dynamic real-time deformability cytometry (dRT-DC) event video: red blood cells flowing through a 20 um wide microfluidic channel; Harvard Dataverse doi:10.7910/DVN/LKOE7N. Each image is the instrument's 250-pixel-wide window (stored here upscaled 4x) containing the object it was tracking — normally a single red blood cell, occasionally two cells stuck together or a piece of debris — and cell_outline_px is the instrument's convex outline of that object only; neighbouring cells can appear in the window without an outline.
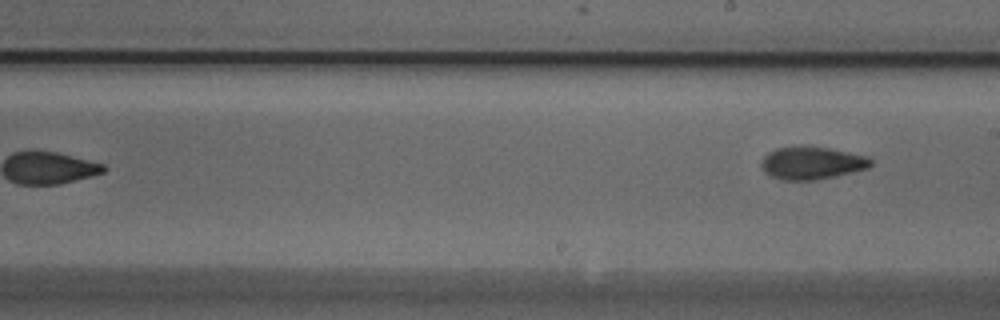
{"species": "Egyptian fruit bat (a non-hibernating species)", "species_latin": "Rousettus aegyptiacus", "temperature_condition": "cold", "stored_images_in_passage": 9, "segment_of_instrument_passage": [2, 2], "camera_frame_rate_fps": 3000, "um_per_image_px": 0.085, "animal": {"sex": "male"}, "frame": {"image": 1, "passage_image": 9, "time_ms": 2.667, "image_size_px": [1000, 320], "cell_outline_px": [[872, 164], [868, 168], [816, 180], [780, 180], [764, 172], [760, 164], [764, 156], [768, 152], [776, 148], [800, 144], [828, 148], [868, 156], [872, 160]], "centroid_in_image_um": [68.96, 13.83], "position_along_channel_um": 220.0, "area_um2": 21.1}}